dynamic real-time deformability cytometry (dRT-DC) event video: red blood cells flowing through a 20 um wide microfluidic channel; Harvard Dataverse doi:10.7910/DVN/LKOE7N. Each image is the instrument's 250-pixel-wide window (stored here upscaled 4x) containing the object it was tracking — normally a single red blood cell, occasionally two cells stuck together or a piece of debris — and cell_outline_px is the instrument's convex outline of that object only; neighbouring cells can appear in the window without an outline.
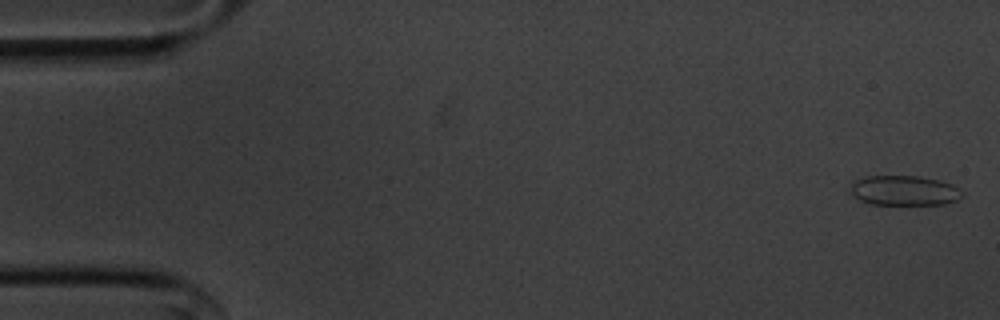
{"species": "common noctule bat (a hibernating species)", "species_latin": "Nyctalus noctula", "temperature_condition": "cold", "stored_images_in_passage": 54, "camera_frame_rate_fps": 3000, "um_per_image_px": 0.085, "animal": {"sex": "male", "body_mass_g": 20.1, "forearm_length_mm": 53.5}, "frame": {"image": 1, "passage_image": 1, "time_ms": 0.0, "image_size_px": [1000, 320], "cell_outline_px": [[964, 196], [956, 200], [944, 204], [872, 204], [860, 200], [848, 192], [852, 184], [856, 180], [868, 176], [920, 176], [940, 180], [952, 184], [960, 188], [964, 192]], "centroid_in_image_um": [76.89, 16.19], "position_along_channel_um": 8.1, "area_um2": 19.59}}
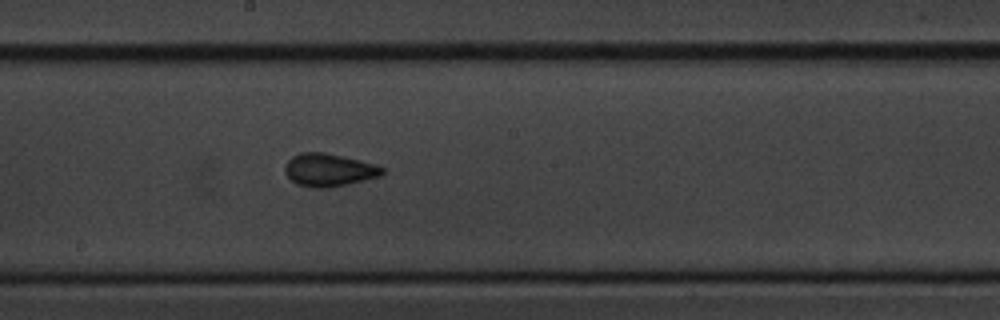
{"frame": {"image": 2, "passage_image": 29, "time_ms": 9.333, "image_size_px": [1000, 320], "cell_outline_px": [[384, 172], [380, 176], [328, 188], [312, 188], [296, 184], [284, 172], [284, 164], [292, 156], [300, 152], [324, 152], [360, 160], [384, 168]], "centroid_in_image_um": [27.9, 14.44], "position_along_channel_um": 220.3, "area_um2": 18.55}}
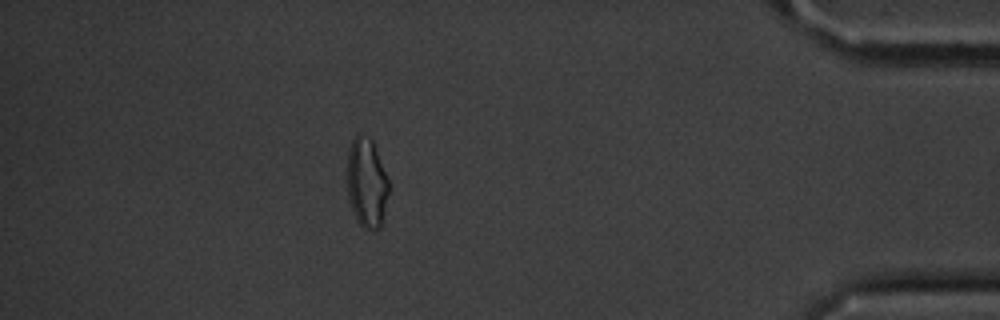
{"frame": {"image": 3, "passage_image": 48, "time_ms": 15.667, "image_size_px": [1000, 320], "cell_outline_px": [[388, 192], [380, 228], [372, 232], [364, 228], [356, 220], [348, 200], [348, 148], [352, 140], [356, 136], [368, 136], [372, 140], [388, 180]], "centroid_in_image_um": [31.15, 15.59], "position_along_channel_um": 404.0, "area_um2": 21.39}, "authors_computed_cell_mechanics": {"area_um2": 18.2648, "velocity_mm_per_s": 3.626, "shape_relaxation_time_tau1_ms": 3.0616, "shape_relaxation_time_tau2_ms": 2.0419, "deformation_change_tau1": 0.0696, "deformation_change_tau2": 0.0663}}